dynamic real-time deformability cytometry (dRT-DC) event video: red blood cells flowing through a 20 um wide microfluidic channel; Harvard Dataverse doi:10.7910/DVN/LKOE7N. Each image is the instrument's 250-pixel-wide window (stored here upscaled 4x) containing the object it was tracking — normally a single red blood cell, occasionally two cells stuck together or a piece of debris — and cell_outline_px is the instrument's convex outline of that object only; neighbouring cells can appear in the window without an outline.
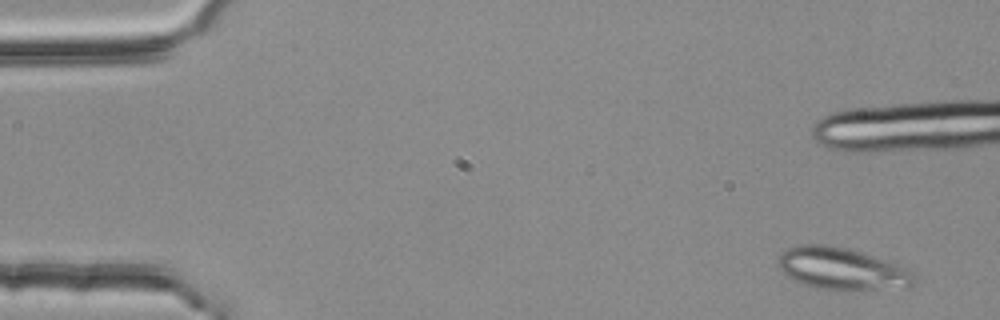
{"species": "common noctule bat (a hibernating species)", "species_latin": "Nyctalus noctula", "temperature_condition": "room temperature", "stored_images_in_passage": 3, "camera_frame_rate_fps": 3000, "um_per_image_px": 0.085, "animal": {"sex": "female", "body_mass_g": 25.1}, "frame": {"image": 1, "passage_image": 1, "time_ms": 0.0, "image_size_px": [1000, 320], "cell_outline_px": [[916, 280], [908, 288], [840, 292], [836, 292], [800, 284], [788, 276], [776, 264], [776, 260], [788, 248], [804, 244], [824, 244], [848, 248], [900, 264], [916, 272]], "centroid_in_image_um": [71.64, 22.89], "position_along_channel_um": 13.4, "area_um2": 34.39}}